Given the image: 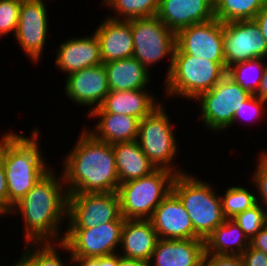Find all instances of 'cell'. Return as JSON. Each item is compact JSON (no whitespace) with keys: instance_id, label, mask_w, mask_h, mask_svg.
Segmentation results:
<instances>
[{"instance_id":"32","label":"cell","mask_w":267,"mask_h":266,"mask_svg":"<svg viewBox=\"0 0 267 266\" xmlns=\"http://www.w3.org/2000/svg\"><path fill=\"white\" fill-rule=\"evenodd\" d=\"M233 220L251 240L267 224V211L257 203L252 208L237 214Z\"/></svg>"},{"instance_id":"40","label":"cell","mask_w":267,"mask_h":266,"mask_svg":"<svg viewBox=\"0 0 267 266\" xmlns=\"http://www.w3.org/2000/svg\"><path fill=\"white\" fill-rule=\"evenodd\" d=\"M250 246L267 254V224L250 240Z\"/></svg>"},{"instance_id":"37","label":"cell","mask_w":267,"mask_h":266,"mask_svg":"<svg viewBox=\"0 0 267 266\" xmlns=\"http://www.w3.org/2000/svg\"><path fill=\"white\" fill-rule=\"evenodd\" d=\"M73 266H118L119 254L95 258H72Z\"/></svg>"},{"instance_id":"3","label":"cell","mask_w":267,"mask_h":266,"mask_svg":"<svg viewBox=\"0 0 267 266\" xmlns=\"http://www.w3.org/2000/svg\"><path fill=\"white\" fill-rule=\"evenodd\" d=\"M40 132L41 129L35 127L30 137L12 130L1 134L0 157L7 180L8 215L13 206L52 169L45 159L47 157L43 156Z\"/></svg>"},{"instance_id":"8","label":"cell","mask_w":267,"mask_h":266,"mask_svg":"<svg viewBox=\"0 0 267 266\" xmlns=\"http://www.w3.org/2000/svg\"><path fill=\"white\" fill-rule=\"evenodd\" d=\"M250 95L226 74L210 91L202 92L193 100L199 106L197 119L211 133H224L233 126L236 111Z\"/></svg>"},{"instance_id":"16","label":"cell","mask_w":267,"mask_h":266,"mask_svg":"<svg viewBox=\"0 0 267 266\" xmlns=\"http://www.w3.org/2000/svg\"><path fill=\"white\" fill-rule=\"evenodd\" d=\"M150 221L159 239H194L191 218L173 191L156 207Z\"/></svg>"},{"instance_id":"29","label":"cell","mask_w":267,"mask_h":266,"mask_svg":"<svg viewBox=\"0 0 267 266\" xmlns=\"http://www.w3.org/2000/svg\"><path fill=\"white\" fill-rule=\"evenodd\" d=\"M267 0H220L214 6L215 18L222 23L253 20Z\"/></svg>"},{"instance_id":"17","label":"cell","mask_w":267,"mask_h":266,"mask_svg":"<svg viewBox=\"0 0 267 266\" xmlns=\"http://www.w3.org/2000/svg\"><path fill=\"white\" fill-rule=\"evenodd\" d=\"M55 51V65L67 76L84 68L103 64L100 43L94 32L90 36L69 37Z\"/></svg>"},{"instance_id":"41","label":"cell","mask_w":267,"mask_h":266,"mask_svg":"<svg viewBox=\"0 0 267 266\" xmlns=\"http://www.w3.org/2000/svg\"><path fill=\"white\" fill-rule=\"evenodd\" d=\"M259 26L263 38L267 41V3L253 19Z\"/></svg>"},{"instance_id":"33","label":"cell","mask_w":267,"mask_h":266,"mask_svg":"<svg viewBox=\"0 0 267 266\" xmlns=\"http://www.w3.org/2000/svg\"><path fill=\"white\" fill-rule=\"evenodd\" d=\"M256 167L252 173L251 183L255 187L253 189L256 195L257 203L267 211V149L258 153ZM257 191V192H256Z\"/></svg>"},{"instance_id":"20","label":"cell","mask_w":267,"mask_h":266,"mask_svg":"<svg viewBox=\"0 0 267 266\" xmlns=\"http://www.w3.org/2000/svg\"><path fill=\"white\" fill-rule=\"evenodd\" d=\"M104 19L94 31L100 43L103 64L133 57L131 20H115L106 16Z\"/></svg>"},{"instance_id":"24","label":"cell","mask_w":267,"mask_h":266,"mask_svg":"<svg viewBox=\"0 0 267 266\" xmlns=\"http://www.w3.org/2000/svg\"><path fill=\"white\" fill-rule=\"evenodd\" d=\"M110 91L146 89L151 81L149 72L135 57L104 63Z\"/></svg>"},{"instance_id":"30","label":"cell","mask_w":267,"mask_h":266,"mask_svg":"<svg viewBox=\"0 0 267 266\" xmlns=\"http://www.w3.org/2000/svg\"><path fill=\"white\" fill-rule=\"evenodd\" d=\"M266 60L256 58L234 64L227 69V74L243 89L254 95L259 88Z\"/></svg>"},{"instance_id":"9","label":"cell","mask_w":267,"mask_h":266,"mask_svg":"<svg viewBox=\"0 0 267 266\" xmlns=\"http://www.w3.org/2000/svg\"><path fill=\"white\" fill-rule=\"evenodd\" d=\"M135 57L150 72L159 62L170 59L164 78L171 71L176 47V33L170 30L157 16L131 19Z\"/></svg>"},{"instance_id":"27","label":"cell","mask_w":267,"mask_h":266,"mask_svg":"<svg viewBox=\"0 0 267 266\" xmlns=\"http://www.w3.org/2000/svg\"><path fill=\"white\" fill-rule=\"evenodd\" d=\"M22 255L32 266H73L72 256L68 246L63 242L25 243ZM63 251V252H62ZM68 253L67 259L61 257ZM64 260V261H63ZM67 261V263L65 262ZM69 263V264H68Z\"/></svg>"},{"instance_id":"36","label":"cell","mask_w":267,"mask_h":266,"mask_svg":"<svg viewBox=\"0 0 267 266\" xmlns=\"http://www.w3.org/2000/svg\"><path fill=\"white\" fill-rule=\"evenodd\" d=\"M202 266H243L241 256L204 254Z\"/></svg>"},{"instance_id":"2","label":"cell","mask_w":267,"mask_h":266,"mask_svg":"<svg viewBox=\"0 0 267 266\" xmlns=\"http://www.w3.org/2000/svg\"><path fill=\"white\" fill-rule=\"evenodd\" d=\"M79 135L62 161L68 194L117 192L119 179L112 144L96 139L85 127Z\"/></svg>"},{"instance_id":"39","label":"cell","mask_w":267,"mask_h":266,"mask_svg":"<svg viewBox=\"0 0 267 266\" xmlns=\"http://www.w3.org/2000/svg\"><path fill=\"white\" fill-rule=\"evenodd\" d=\"M0 212L4 215V217L8 215L7 180L1 157H0Z\"/></svg>"},{"instance_id":"22","label":"cell","mask_w":267,"mask_h":266,"mask_svg":"<svg viewBox=\"0 0 267 266\" xmlns=\"http://www.w3.org/2000/svg\"><path fill=\"white\" fill-rule=\"evenodd\" d=\"M158 239L150 219H125L118 254L149 262Z\"/></svg>"},{"instance_id":"11","label":"cell","mask_w":267,"mask_h":266,"mask_svg":"<svg viewBox=\"0 0 267 266\" xmlns=\"http://www.w3.org/2000/svg\"><path fill=\"white\" fill-rule=\"evenodd\" d=\"M124 217L93 228L66 229L63 242L72 258H95L119 252Z\"/></svg>"},{"instance_id":"31","label":"cell","mask_w":267,"mask_h":266,"mask_svg":"<svg viewBox=\"0 0 267 266\" xmlns=\"http://www.w3.org/2000/svg\"><path fill=\"white\" fill-rule=\"evenodd\" d=\"M220 194L223 215L226 219H233L237 214L252 208L257 204L256 194L252 189L243 185L229 186ZM251 190V191H250Z\"/></svg>"},{"instance_id":"26","label":"cell","mask_w":267,"mask_h":266,"mask_svg":"<svg viewBox=\"0 0 267 266\" xmlns=\"http://www.w3.org/2000/svg\"><path fill=\"white\" fill-rule=\"evenodd\" d=\"M205 253L241 256L250 240L233 219H225L204 241Z\"/></svg>"},{"instance_id":"23","label":"cell","mask_w":267,"mask_h":266,"mask_svg":"<svg viewBox=\"0 0 267 266\" xmlns=\"http://www.w3.org/2000/svg\"><path fill=\"white\" fill-rule=\"evenodd\" d=\"M95 121V128L85 127L96 139L114 144L131 142L138 138L139 122L136 117L113 113H90L87 115ZM88 128V129H87Z\"/></svg>"},{"instance_id":"34","label":"cell","mask_w":267,"mask_h":266,"mask_svg":"<svg viewBox=\"0 0 267 266\" xmlns=\"http://www.w3.org/2000/svg\"><path fill=\"white\" fill-rule=\"evenodd\" d=\"M21 1L0 0V39L17 30Z\"/></svg>"},{"instance_id":"18","label":"cell","mask_w":267,"mask_h":266,"mask_svg":"<svg viewBox=\"0 0 267 266\" xmlns=\"http://www.w3.org/2000/svg\"><path fill=\"white\" fill-rule=\"evenodd\" d=\"M156 16L175 33L215 18L210 0H160Z\"/></svg>"},{"instance_id":"21","label":"cell","mask_w":267,"mask_h":266,"mask_svg":"<svg viewBox=\"0 0 267 266\" xmlns=\"http://www.w3.org/2000/svg\"><path fill=\"white\" fill-rule=\"evenodd\" d=\"M151 93V94H150ZM150 90L110 91L102 105L91 113H113L136 117L140 121L151 114L163 102Z\"/></svg>"},{"instance_id":"7","label":"cell","mask_w":267,"mask_h":266,"mask_svg":"<svg viewBox=\"0 0 267 266\" xmlns=\"http://www.w3.org/2000/svg\"><path fill=\"white\" fill-rule=\"evenodd\" d=\"M176 174L156 169L139 179L119 184L121 216L125 219H150L156 207L172 191Z\"/></svg>"},{"instance_id":"12","label":"cell","mask_w":267,"mask_h":266,"mask_svg":"<svg viewBox=\"0 0 267 266\" xmlns=\"http://www.w3.org/2000/svg\"><path fill=\"white\" fill-rule=\"evenodd\" d=\"M46 0L21 2L19 21L14 40L31 62L37 64L46 49L49 33V14ZM41 58V59H40Z\"/></svg>"},{"instance_id":"4","label":"cell","mask_w":267,"mask_h":266,"mask_svg":"<svg viewBox=\"0 0 267 266\" xmlns=\"http://www.w3.org/2000/svg\"><path fill=\"white\" fill-rule=\"evenodd\" d=\"M172 191L177 195L189 214L194 239L206 238L225 221L220 194L217 195L215 187L195 176V174H177L172 183Z\"/></svg>"},{"instance_id":"19","label":"cell","mask_w":267,"mask_h":266,"mask_svg":"<svg viewBox=\"0 0 267 266\" xmlns=\"http://www.w3.org/2000/svg\"><path fill=\"white\" fill-rule=\"evenodd\" d=\"M205 242L202 239H158L149 266H202Z\"/></svg>"},{"instance_id":"25","label":"cell","mask_w":267,"mask_h":266,"mask_svg":"<svg viewBox=\"0 0 267 266\" xmlns=\"http://www.w3.org/2000/svg\"><path fill=\"white\" fill-rule=\"evenodd\" d=\"M119 184L148 176L156 170L137 140L112 144Z\"/></svg>"},{"instance_id":"14","label":"cell","mask_w":267,"mask_h":266,"mask_svg":"<svg viewBox=\"0 0 267 266\" xmlns=\"http://www.w3.org/2000/svg\"><path fill=\"white\" fill-rule=\"evenodd\" d=\"M176 48L184 54L208 61L225 62L223 23L216 18L176 32Z\"/></svg>"},{"instance_id":"38","label":"cell","mask_w":267,"mask_h":266,"mask_svg":"<svg viewBox=\"0 0 267 266\" xmlns=\"http://www.w3.org/2000/svg\"><path fill=\"white\" fill-rule=\"evenodd\" d=\"M243 266H267V254L263 251L252 248L248 249L241 255Z\"/></svg>"},{"instance_id":"44","label":"cell","mask_w":267,"mask_h":266,"mask_svg":"<svg viewBox=\"0 0 267 266\" xmlns=\"http://www.w3.org/2000/svg\"><path fill=\"white\" fill-rule=\"evenodd\" d=\"M11 264L12 265L9 264V266H32V264L22 254L19 256V259L17 258V260H14V264Z\"/></svg>"},{"instance_id":"15","label":"cell","mask_w":267,"mask_h":266,"mask_svg":"<svg viewBox=\"0 0 267 266\" xmlns=\"http://www.w3.org/2000/svg\"><path fill=\"white\" fill-rule=\"evenodd\" d=\"M64 94L72 103L89 108L87 114L100 107L110 92L104 64L84 68L65 76Z\"/></svg>"},{"instance_id":"5","label":"cell","mask_w":267,"mask_h":266,"mask_svg":"<svg viewBox=\"0 0 267 266\" xmlns=\"http://www.w3.org/2000/svg\"><path fill=\"white\" fill-rule=\"evenodd\" d=\"M227 74L225 62L208 61L181 53L176 47L171 71L164 79V95L168 98L195 100L202 92L210 91Z\"/></svg>"},{"instance_id":"13","label":"cell","mask_w":267,"mask_h":266,"mask_svg":"<svg viewBox=\"0 0 267 266\" xmlns=\"http://www.w3.org/2000/svg\"><path fill=\"white\" fill-rule=\"evenodd\" d=\"M223 46L226 69L251 59H267V41L254 20L223 23Z\"/></svg>"},{"instance_id":"42","label":"cell","mask_w":267,"mask_h":266,"mask_svg":"<svg viewBox=\"0 0 267 266\" xmlns=\"http://www.w3.org/2000/svg\"><path fill=\"white\" fill-rule=\"evenodd\" d=\"M254 95H256L259 99L267 102V60L265 62V69L261 82L259 84V88Z\"/></svg>"},{"instance_id":"35","label":"cell","mask_w":267,"mask_h":266,"mask_svg":"<svg viewBox=\"0 0 267 266\" xmlns=\"http://www.w3.org/2000/svg\"><path fill=\"white\" fill-rule=\"evenodd\" d=\"M266 103V101L251 94L244 102H242V105L236 111L233 117V125L235 123L237 124V121L243 120H246L247 123L250 122V124L251 122L256 123L254 122L255 120L259 122L260 119H263L264 113H267L265 112L267 111L265 110L267 107Z\"/></svg>"},{"instance_id":"45","label":"cell","mask_w":267,"mask_h":266,"mask_svg":"<svg viewBox=\"0 0 267 266\" xmlns=\"http://www.w3.org/2000/svg\"><path fill=\"white\" fill-rule=\"evenodd\" d=\"M220 0H210L211 4L215 6Z\"/></svg>"},{"instance_id":"43","label":"cell","mask_w":267,"mask_h":266,"mask_svg":"<svg viewBox=\"0 0 267 266\" xmlns=\"http://www.w3.org/2000/svg\"><path fill=\"white\" fill-rule=\"evenodd\" d=\"M118 266H149L148 262L139 259H129L119 254Z\"/></svg>"},{"instance_id":"28","label":"cell","mask_w":267,"mask_h":266,"mask_svg":"<svg viewBox=\"0 0 267 266\" xmlns=\"http://www.w3.org/2000/svg\"><path fill=\"white\" fill-rule=\"evenodd\" d=\"M101 2L107 10H113V15L109 14L106 17L128 21L136 18L156 16L160 0H102Z\"/></svg>"},{"instance_id":"10","label":"cell","mask_w":267,"mask_h":266,"mask_svg":"<svg viewBox=\"0 0 267 266\" xmlns=\"http://www.w3.org/2000/svg\"><path fill=\"white\" fill-rule=\"evenodd\" d=\"M121 217L117 192L68 194L67 228L86 229Z\"/></svg>"},{"instance_id":"6","label":"cell","mask_w":267,"mask_h":266,"mask_svg":"<svg viewBox=\"0 0 267 266\" xmlns=\"http://www.w3.org/2000/svg\"><path fill=\"white\" fill-rule=\"evenodd\" d=\"M164 102L151 114L139 122L137 142L143 153L156 169H166L173 173L188 172L178 165H174L180 153V143L175 134L169 113L165 110Z\"/></svg>"},{"instance_id":"1","label":"cell","mask_w":267,"mask_h":266,"mask_svg":"<svg viewBox=\"0 0 267 266\" xmlns=\"http://www.w3.org/2000/svg\"><path fill=\"white\" fill-rule=\"evenodd\" d=\"M60 174L53 167L9 213L21 216L26 243L64 240L66 228L62 224L67 223L68 192Z\"/></svg>"}]
</instances>
